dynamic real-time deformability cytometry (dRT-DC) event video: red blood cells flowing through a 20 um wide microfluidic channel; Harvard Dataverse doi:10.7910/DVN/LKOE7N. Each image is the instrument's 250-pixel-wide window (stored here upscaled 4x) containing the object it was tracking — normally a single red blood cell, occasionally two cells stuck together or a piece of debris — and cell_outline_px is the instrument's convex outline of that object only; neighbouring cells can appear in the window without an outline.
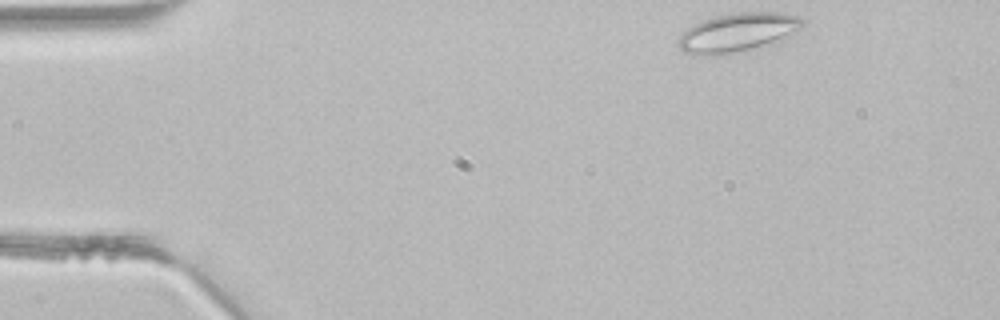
{"species": "common noctule bat (a hibernating species)", "species_latin": "Nyctalus noctula", "temperature_condition": "room temperature", "stored_images_in_passage": 3, "camera_frame_rate_fps": 3000, "um_per_image_px": 0.085, "animal": {"sex": "male", "body_mass_g": 21.5, "forearm_length_mm": 52.0}, "frame": {"image": 1, "passage_image": 1, "time_ms": 0.0, "image_size_px": [1000, 320], "cell_outline_px": [[804, 28], [784, 40], [776, 44], [728, 52], [700, 56], [692, 56], [684, 52], [676, 44], [676, 40], [692, 24], [716, 16], [740, 12], [784, 12], [800, 16], [804, 20]], "centroid_in_image_um": [62.78, 2.75], "position_along_channel_um": 22.2, "area_um2": 28.5}}